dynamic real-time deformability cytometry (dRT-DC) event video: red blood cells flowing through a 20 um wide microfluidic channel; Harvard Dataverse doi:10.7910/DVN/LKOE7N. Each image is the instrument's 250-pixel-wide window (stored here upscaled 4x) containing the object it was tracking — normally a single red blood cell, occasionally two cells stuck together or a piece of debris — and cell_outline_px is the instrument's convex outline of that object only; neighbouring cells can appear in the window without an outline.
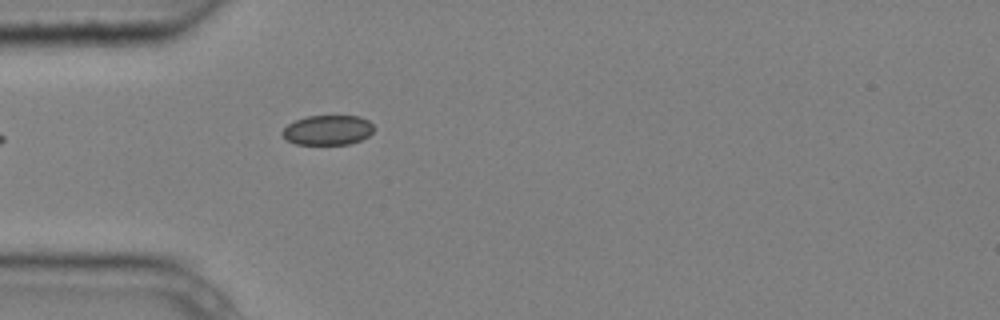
{"species": "common noctule bat (a hibernating species)", "species_latin": "Nyctalus noctula", "temperature_condition": "cold", "stored_images_in_passage": 3, "camera_frame_rate_fps": 3000, "um_per_image_px": 0.085, "animal": {"sex": "male", "body_mass_g": 20.4}, "frame": {"image": 1, "passage_image": 3, "time_ms": 0.667, "image_size_px": [1000, 320], "cell_outline_px": [[376, 128], [368, 136], [360, 140], [348, 144], [296, 144], [288, 140], [280, 132], [288, 124], [296, 120], [308, 116], [360, 116], [368, 120]], "centroid_in_image_um": [27.88, 11.05], "position_along_channel_um": 57.1, "area_um2": 15.84}}